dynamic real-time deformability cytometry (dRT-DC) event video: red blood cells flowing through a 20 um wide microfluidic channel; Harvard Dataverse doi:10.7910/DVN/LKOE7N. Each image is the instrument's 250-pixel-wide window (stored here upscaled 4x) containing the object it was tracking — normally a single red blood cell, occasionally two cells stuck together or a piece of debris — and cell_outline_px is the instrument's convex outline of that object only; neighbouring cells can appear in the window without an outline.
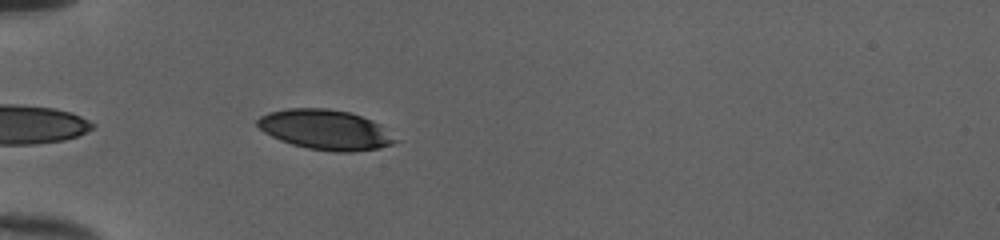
{"species": "human", "species_latin": "Homo sapiens", "temperature_condition": "cold", "stored_images_in_passage": 35, "camera_frame_rate_fps": 3000, "um_per_image_px": 0.085, "donor": {"sex": "female"}, "frame": {"image": 1, "passage_image": 3, "time_ms": 0.667, "image_size_px": [1000, 240], "cell_outline_px": [[400, 140], [392, 144], [380, 148], [352, 152], [336, 152], [308, 148], [292, 144], [280, 140], [264, 132], [256, 124], [256, 120], [260, 116], [268, 112], [288, 108], [328, 108], [348, 112], [372, 120], [380, 124]], "centroid_in_image_um": [27.68, 11.02], "position_along_channel_um": 57.3, "area_um2": 32.19}}
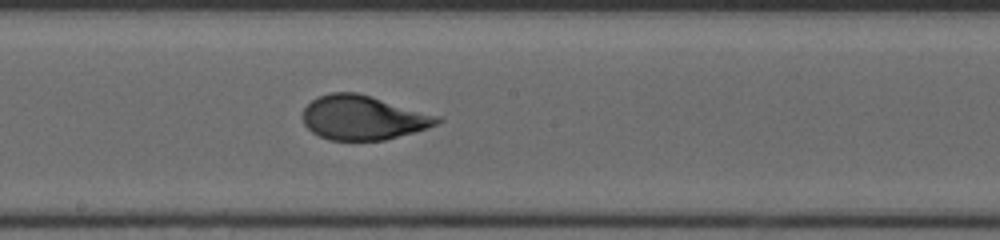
{"frame": {"image": 2, "passage_image": 16, "time_ms": 5.0, "image_size_px": [1000, 240], "cell_outline_px": [[444, 120], [428, 128], [384, 140], [328, 140], [312, 132], [304, 124], [304, 108], [312, 100], [320, 96], [332, 92], [356, 92], [372, 96], [444, 116]], "centroid_in_image_um": [30.93, 9.99], "position_along_channel_um": 217.3, "area_um2": 34.91}}
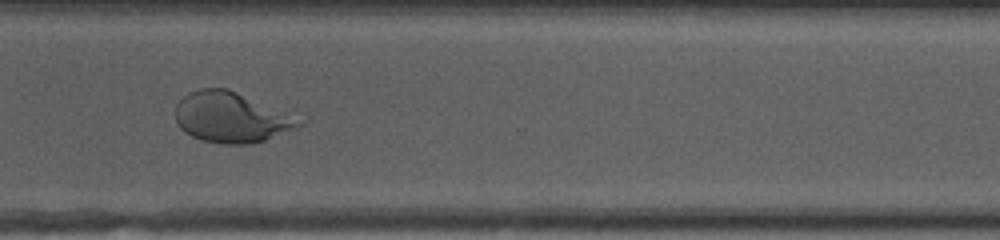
{"frame": {"image": 3, "passage_image": 26, "time_ms": 8.333, "image_size_px": [1000, 240], "cell_outline_px": [[308, 120], [304, 124], [264, 140], [252, 144], [224, 144], [200, 140], [184, 132], [176, 124], [176, 104], [188, 92], [200, 88], [228, 88]], "centroid_in_image_um": [19.67, 9.97], "position_along_channel_um": 350.9, "area_um2": 36.65}, "authors_computed_cell_mechanics": {"area_um2": 34.9112, "velocity_mm_per_s": 4.0124, "shape_relaxation_time_tau1_ms": 5.2616, "shape_relaxation_time_tau2_ms": 0.6296, "deformation_change_tau1": 0.2102, "deformation_change_tau2": 0.0597}}